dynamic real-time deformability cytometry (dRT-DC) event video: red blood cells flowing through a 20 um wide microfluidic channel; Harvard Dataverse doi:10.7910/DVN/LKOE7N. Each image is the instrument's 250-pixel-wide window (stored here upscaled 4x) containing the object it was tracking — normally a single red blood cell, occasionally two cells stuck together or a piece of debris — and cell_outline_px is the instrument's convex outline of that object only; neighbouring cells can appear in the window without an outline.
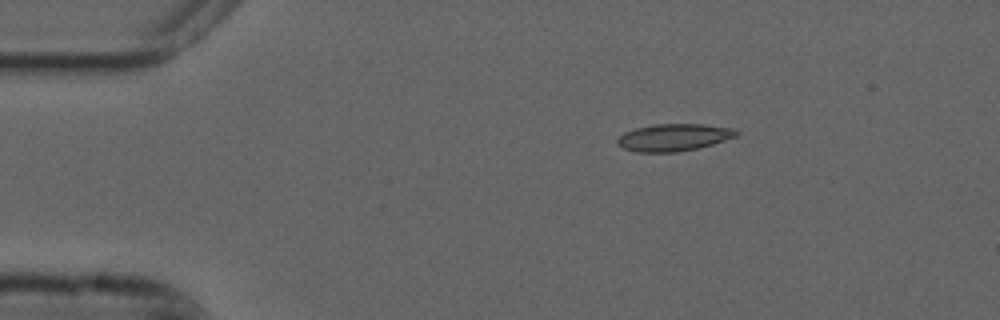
{"species": "common noctule bat (a hibernating species)", "species_latin": "Nyctalus noctula", "temperature_condition": "cold", "stored_images_in_passage": 46, "camera_frame_rate_fps": 3000, "um_per_image_px": 0.085, "animal": {"sex": "male", "forearm_length_mm": 52.5}, "frame": {"image": 1, "passage_image": 1, "time_ms": 0.0, "image_size_px": [1000, 320], "cell_outline_px": [[740, 132], [736, 136], [712, 144], [696, 148], [676, 152], [636, 152], [624, 148], [616, 144], [616, 140], [624, 132], [636, 128], [656, 124], [704, 124], [736, 128]], "centroid_in_image_um": [57.27, 11.67], "position_along_channel_um": 27.7, "area_um2": 18.84}}
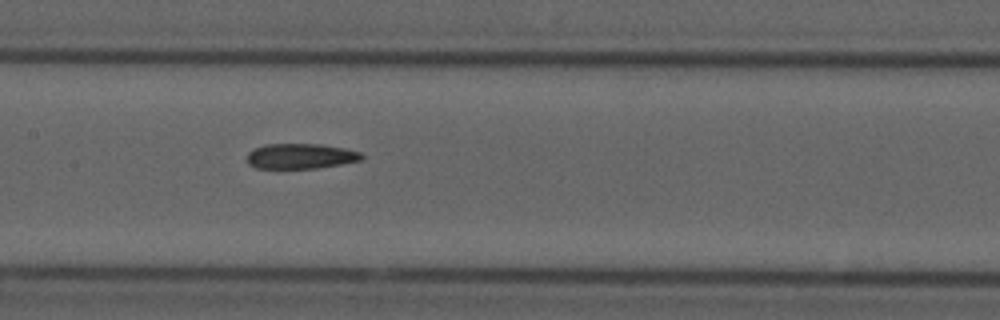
{"frame": {"image": 2, "passage_image": 18, "time_ms": 5.667, "image_size_px": [1000, 320], "cell_outline_px": [[364, 160], [316, 168], [256, 168], [248, 164], [248, 152], [264, 144], [320, 144], [344, 148], [360, 152], [364, 156]], "centroid_in_image_um": [25.57, 13.27], "position_along_channel_um": 181.8, "area_um2": 16.82}}
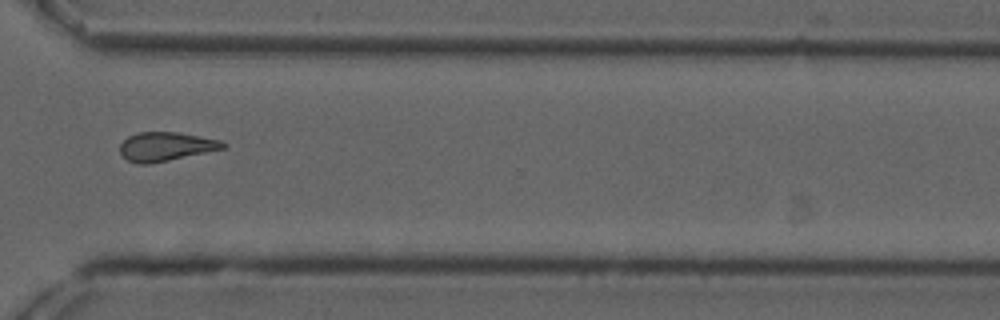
{"frame": {"image": 3, "passage_image": 32, "time_ms": 10.333, "image_size_px": [1000, 320], "cell_outline_px": [[228, 144], [224, 148], [168, 160], [148, 164], [136, 164], [128, 160], [120, 152], [120, 144], [128, 136], [140, 132], [180, 132], [220, 140]], "centroid_in_image_um": [14.08, 12.44], "position_along_channel_um": 356.5, "area_um2": 17.17}, "authors_computed_cell_mechanics": {"area_um2": 17.629, "velocity_mm_per_s": 3.7567, "shape_relaxation_time_tau1_ms": null, "shape_relaxation_time_tau2_ms": 9.8505, "deformation_change_tau1": null, "deformation_change_tau2": 0.1954}}